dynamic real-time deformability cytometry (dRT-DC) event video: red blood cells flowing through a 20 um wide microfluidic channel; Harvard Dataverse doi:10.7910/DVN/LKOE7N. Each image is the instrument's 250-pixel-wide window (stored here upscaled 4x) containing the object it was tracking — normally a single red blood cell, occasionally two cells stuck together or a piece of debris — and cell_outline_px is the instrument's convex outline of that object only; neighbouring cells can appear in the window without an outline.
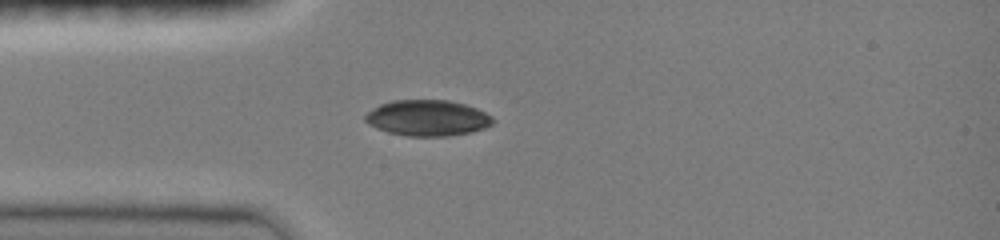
{"species": "common noctule bat (a hibernating species)", "species_latin": "Nyctalus noctula", "temperature_condition": "room temperature", "stored_images_in_passage": 3, "camera_frame_rate_fps": 3000, "um_per_image_px": 0.085, "animal": {"sex": "female", "body_mass_g": 19.0, "forearm_length_mm": 51.5}, "frame": {"image": 1, "passage_image": 1, "time_ms": 0.0, "image_size_px": [1000, 240], "cell_outline_px": [[492, 124], [484, 128], [472, 132], [448, 136], [408, 136], [388, 132], [376, 128], [368, 124], [364, 120], [364, 116], [368, 112], [380, 104], [392, 100], [448, 100], [464, 104], [476, 108], [492, 116]], "centroid_in_image_um": [36.32, 10.03], "position_along_channel_um": 48.7, "area_um2": 26.65}}
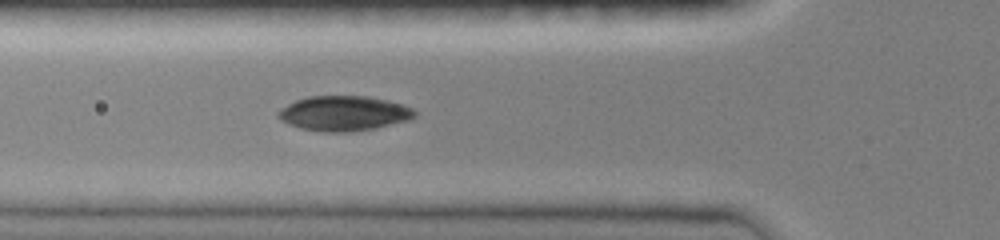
{"frame": {"image": 2, "passage_image": 3, "time_ms": 0.667, "image_size_px": [1000, 240], "cell_outline_px": [[416, 116], [408, 120], [376, 128], [348, 132], [324, 132], [300, 128], [288, 124], [280, 120], [276, 116], [276, 112], [280, 108], [296, 100], [308, 96], [368, 96], [388, 100], [404, 104], [412, 108], [416, 112]], "centroid_in_image_um": [29.21, 9.63], "position_along_channel_um": 96.6, "area_um2": 28.03}}